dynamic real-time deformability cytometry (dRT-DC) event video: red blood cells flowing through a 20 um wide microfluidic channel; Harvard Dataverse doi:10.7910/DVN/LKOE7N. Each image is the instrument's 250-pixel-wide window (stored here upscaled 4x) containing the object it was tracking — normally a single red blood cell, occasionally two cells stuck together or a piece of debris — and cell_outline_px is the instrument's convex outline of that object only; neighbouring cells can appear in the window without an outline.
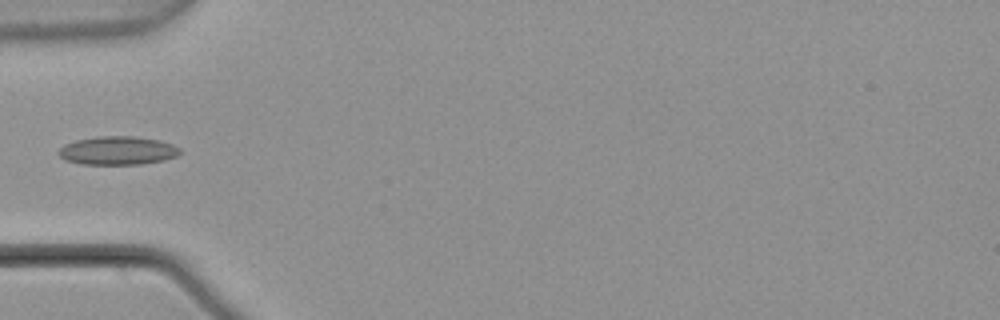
{"species": "common noctule bat (a hibernating species)", "species_latin": "Nyctalus noctula", "temperature_condition": "warm", "stored_images_in_passage": 3, "camera_frame_rate_fps": 3000, "um_per_image_px": 0.085, "animal": {"sex": "male", "body_mass_g": 21.5, "forearm_length_mm": 52.0}, "frame": {"image": 1, "passage_image": 2, "time_ms": 0.333, "image_size_px": [1000, 320], "cell_outline_px": [[180, 152], [176, 156], [164, 160], [140, 164], [80, 164], [64, 160], [56, 152], [64, 144], [76, 140], [96, 136], [136, 136], [160, 140], [172, 144], [180, 148]], "centroid_in_image_um": [9.97, 12.79], "position_along_channel_um": 75.0, "area_um2": 20.29}}
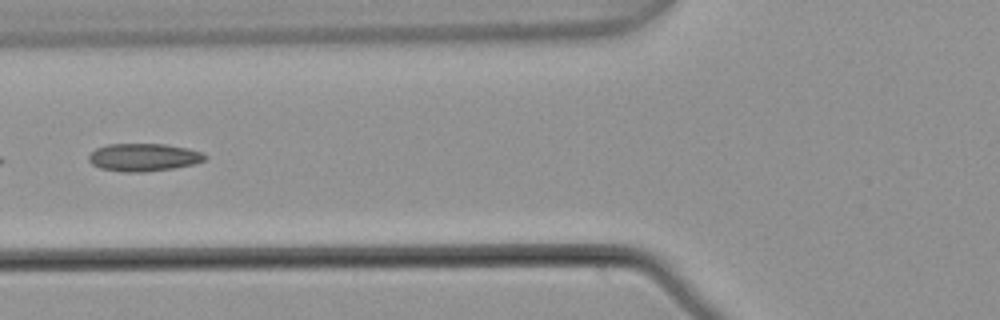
{"frame": {"image": 2, "passage_image": 3, "time_ms": 0.667, "image_size_px": [1000, 320], "cell_outline_px": [[208, 156], [204, 160], [196, 164], [176, 168], [144, 172], [124, 172], [100, 168], [92, 164], [88, 160], [88, 156], [96, 148], [108, 144], [164, 144], [188, 148], [200, 152]], "centroid_in_image_um": [12.22, 13.38], "position_along_channel_um": 113.6, "area_um2": 18.9}}